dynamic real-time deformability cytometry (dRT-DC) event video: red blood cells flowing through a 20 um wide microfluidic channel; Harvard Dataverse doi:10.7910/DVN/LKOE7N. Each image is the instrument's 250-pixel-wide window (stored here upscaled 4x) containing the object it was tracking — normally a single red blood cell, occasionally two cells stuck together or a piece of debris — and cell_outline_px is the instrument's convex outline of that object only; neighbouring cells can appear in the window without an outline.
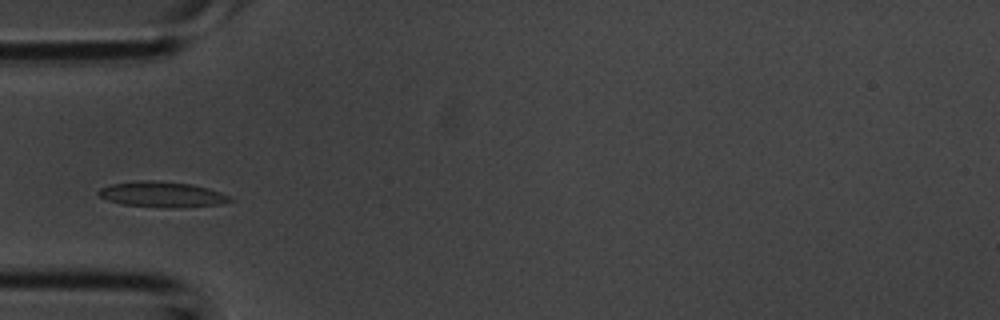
{"species": "common noctule bat (a hibernating species)", "species_latin": "Nyctalus noctula", "temperature_condition": "room temperature", "stored_images_in_passage": 2, "camera_frame_rate_fps": 3000, "um_per_image_px": 0.085, "animal": {"sex": "male", "body_mass_g": 20.1, "forearm_length_mm": 53.5}, "frame": {"image": 1, "passage_image": 2, "time_ms": 0.333, "image_size_px": [1000, 320], "cell_outline_px": [[236, 200], [220, 204], [180, 208], [168, 208], [120, 204], [108, 200], [100, 196], [96, 192], [100, 188], [112, 184], [140, 180], [152, 180], [192, 184], [208, 188], [232, 196]], "centroid_in_image_um": [13.82, 16.53], "position_along_channel_um": 71.2, "area_um2": 19.77}}